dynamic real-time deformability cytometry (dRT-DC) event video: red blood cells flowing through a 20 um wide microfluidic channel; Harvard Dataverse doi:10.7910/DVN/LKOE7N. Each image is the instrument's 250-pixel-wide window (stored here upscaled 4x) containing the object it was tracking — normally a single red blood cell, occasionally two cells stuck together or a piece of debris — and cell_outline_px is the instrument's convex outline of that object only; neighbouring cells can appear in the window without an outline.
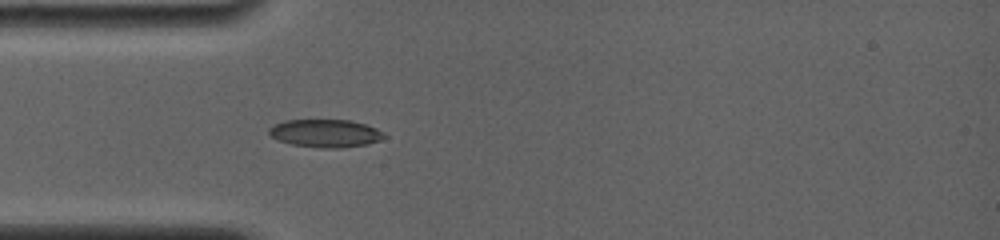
{"species": "common noctule bat (a hibernating species)", "species_latin": "Nyctalus noctula", "temperature_condition": "room temperature", "stored_images_in_passage": 27, "camera_frame_rate_fps": 4000, "um_per_image_px": 0.085, "animal": {"sex": "female", "body_mass_g": 19.0, "forearm_length_mm": 56.7}, "frame": {"image": 1, "passage_image": 1, "time_ms": 0.0, "image_size_px": [1000, 240], "cell_outline_px": [[388, 136], [380, 140], [368, 144], [340, 148], [320, 148], [292, 144], [280, 140], [272, 136], [268, 132], [268, 128], [284, 120], [352, 120], [376, 128], [384, 132]], "centroid_in_image_um": [27.7, 11.33], "position_along_channel_um": 57.3, "area_um2": 18.73}}
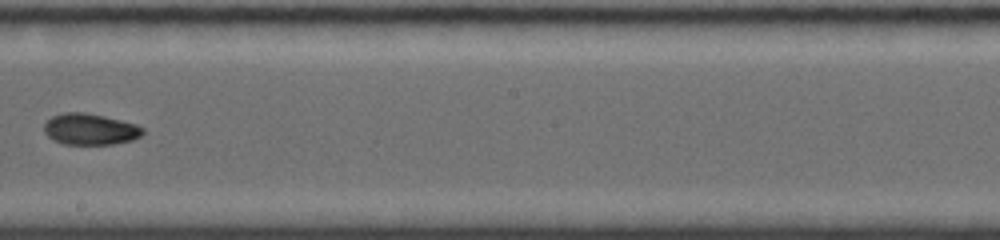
{"frame": {"image": 2, "passage_image": 12, "time_ms": 4.75, "image_size_px": [1000, 240], "cell_outline_px": [[144, 132], [140, 136], [132, 140], [112, 144], [64, 144], [52, 140], [44, 132], [44, 124], [52, 116], [64, 112], [84, 112], [104, 116], [136, 124], [144, 128]], "centroid_in_image_um": [7.65, 10.98], "position_along_channel_um": 240.6, "area_um2": 17.98}}
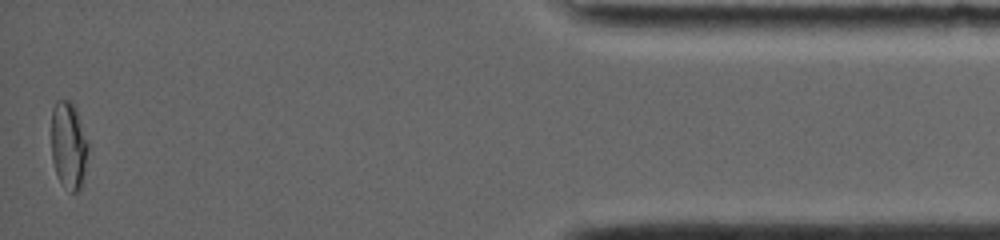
{"frame": {"image": 3, "passage_image": 26, "time_ms": 11.25, "image_size_px": [1000, 240], "cell_outline_px": [[88, 148], [80, 188], [76, 192], [72, 192], [60, 180], [56, 172], [52, 160], [52, 108], [56, 100], [68, 100], [76, 108], [88, 144]], "centroid_in_image_um": [5.81, 12.29], "position_along_channel_um": 429.4, "area_um2": 18.15}, "authors_computed_cell_mechanics": {"area_um2": 18.1492, "velocity_mm_per_s": 3.8913, "shape_relaxation_time_tau1_ms": null, "shape_relaxation_time_tau2_ms": 2.5676, "deformation_change_tau1": null, "deformation_change_tau2": 0.045}}